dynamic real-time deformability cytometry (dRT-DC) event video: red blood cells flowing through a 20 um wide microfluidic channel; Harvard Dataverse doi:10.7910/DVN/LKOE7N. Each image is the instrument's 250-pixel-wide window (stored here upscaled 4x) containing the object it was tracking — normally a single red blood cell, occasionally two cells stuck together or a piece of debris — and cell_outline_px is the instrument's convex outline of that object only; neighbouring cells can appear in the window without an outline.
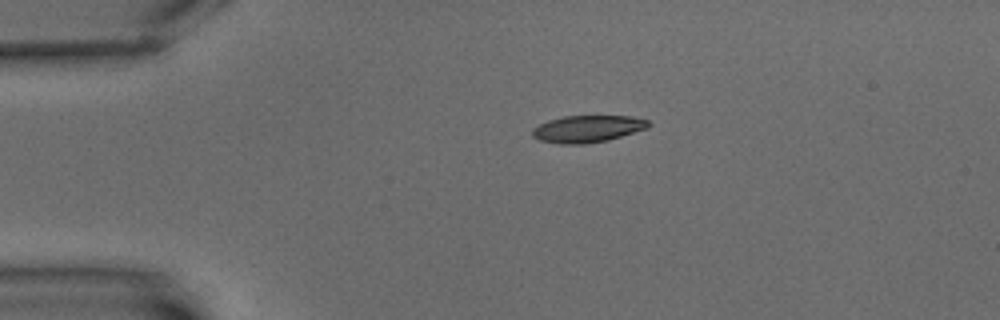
{"species": "common noctule bat (a hibernating species)", "species_latin": "Nyctalus noctula", "temperature_condition": "warm", "stored_images_in_passage": 3, "camera_frame_rate_fps": 3000, "um_per_image_px": 0.085, "animal": {"sex": "male", "body_mass_g": 15.6}, "frame": {"image": 1, "passage_image": 1, "time_ms": 0.0, "image_size_px": [1000, 320], "cell_outline_px": [[652, 124], [648, 128], [608, 140], [584, 144], [560, 144], [540, 140], [532, 136], [532, 128], [548, 120], [564, 116], [632, 116], [648, 120]], "centroid_in_image_um": [49.95, 10.95], "position_along_channel_um": 35.0, "area_um2": 18.32}}
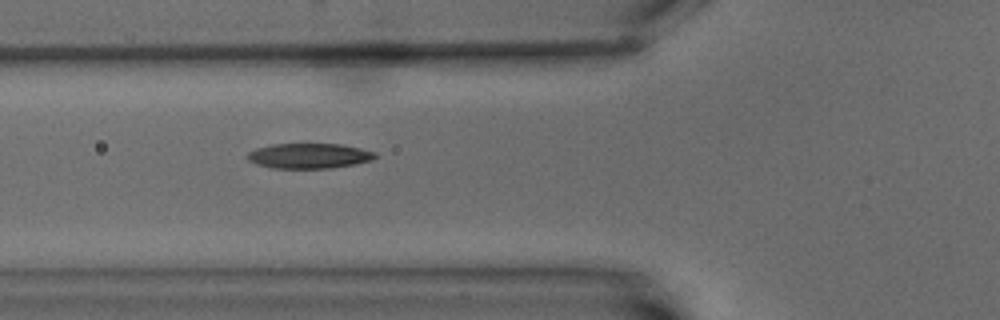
{"frame": {"image": 2, "passage_image": 3, "time_ms": 3.333, "image_size_px": [1000, 320], "cell_outline_px": [[376, 156], [372, 160], [356, 164], [328, 168], [272, 168], [256, 164], [248, 160], [244, 156], [248, 152], [256, 148], [272, 144], [340, 144], [360, 148], [376, 152]], "centroid_in_image_um": [26.24, 13.25], "position_along_channel_um": 99.6, "area_um2": 18.79}}